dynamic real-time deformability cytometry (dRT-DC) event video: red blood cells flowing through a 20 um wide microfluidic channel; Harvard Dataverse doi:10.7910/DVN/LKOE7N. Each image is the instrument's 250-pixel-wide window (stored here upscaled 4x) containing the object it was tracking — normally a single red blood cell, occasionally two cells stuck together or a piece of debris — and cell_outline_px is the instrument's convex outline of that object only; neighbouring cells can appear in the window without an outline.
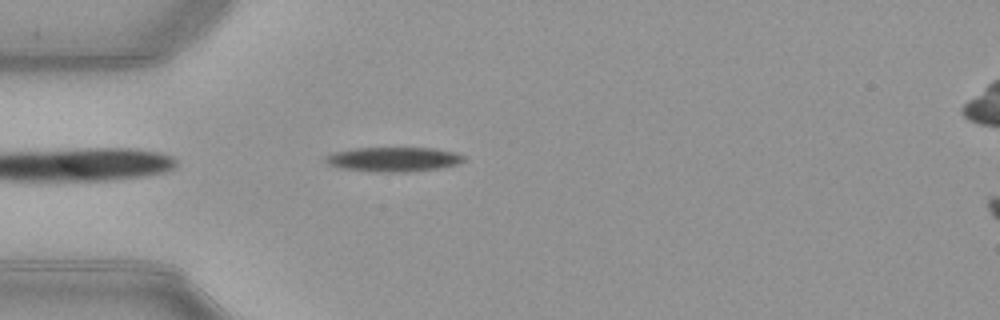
{"species": "common noctule bat (a hibernating species)", "species_latin": "Nyctalus noctula", "temperature_condition": "warm", "stored_images_in_passage": 4, "camera_frame_rate_fps": 3000, "um_per_image_px": 0.085, "animal": {"sex": "female", "body_mass_g": 21.9}, "frame": {"image": 1, "passage_image": 2, "time_ms": 0.333, "image_size_px": [1000, 320], "cell_outline_px": [[464, 160], [456, 164], [440, 168], [404, 172], [372, 172], [340, 168], [328, 164], [324, 160], [328, 156], [336, 152], [356, 148], [432, 148], [452, 152], [464, 156]], "centroid_in_image_um": [33.42, 13.55], "position_along_channel_um": 51.6, "area_um2": 19.48}}